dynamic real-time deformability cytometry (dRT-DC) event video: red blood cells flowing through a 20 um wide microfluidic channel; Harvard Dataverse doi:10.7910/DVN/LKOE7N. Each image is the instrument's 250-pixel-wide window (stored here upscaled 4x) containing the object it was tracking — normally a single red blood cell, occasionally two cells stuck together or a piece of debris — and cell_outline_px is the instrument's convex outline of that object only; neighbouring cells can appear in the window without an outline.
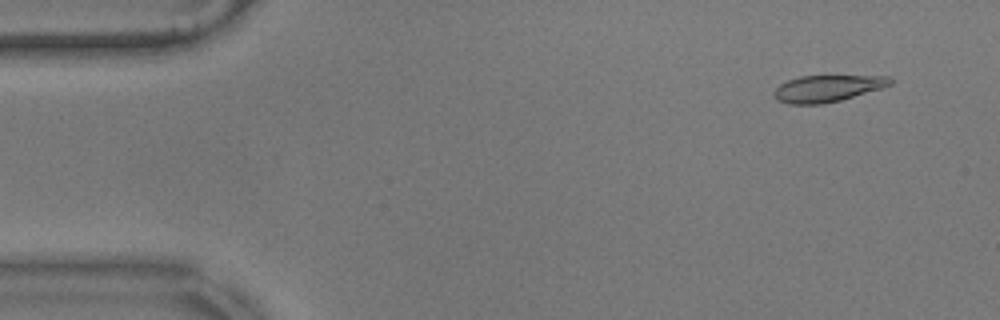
{"species": "common noctule bat (a hibernating species)", "species_latin": "Nyctalus noctula", "temperature_condition": "warm", "stored_images_in_passage": 32, "camera_frame_rate_fps": 3000, "um_per_image_px": 0.085, "animal": {"sex": "male", "body_mass_g": 17.9}, "frame": {"image": 1, "passage_image": 4, "time_ms": 1.0, "image_size_px": [1000, 320], "cell_outline_px": [[892, 84], [880, 88], [840, 100], [820, 104], [788, 104], [776, 100], [772, 92], [780, 84], [788, 80], [800, 76], [888, 76], [892, 80]], "centroid_in_image_um": [70.27, 7.52], "position_along_channel_um": 14.7, "area_um2": 17.86}}
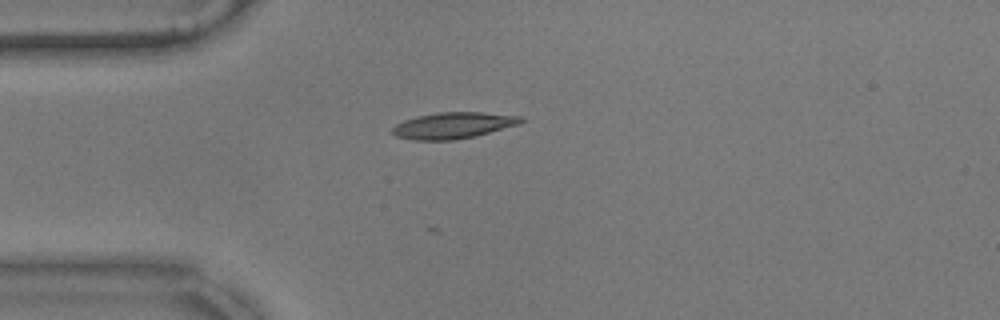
{"frame": {"image": 2, "passage_image": 14, "time_ms": 4.333, "image_size_px": [1000, 320], "cell_outline_px": [[524, 120], [520, 124], [476, 136], [452, 140], [412, 140], [396, 136], [392, 132], [392, 128], [396, 124], [404, 120], [416, 116], [440, 112], [484, 112], [524, 116]], "centroid_in_image_um": [38.56, 10.65], "position_along_channel_um": 46.4, "area_um2": 19.83}}
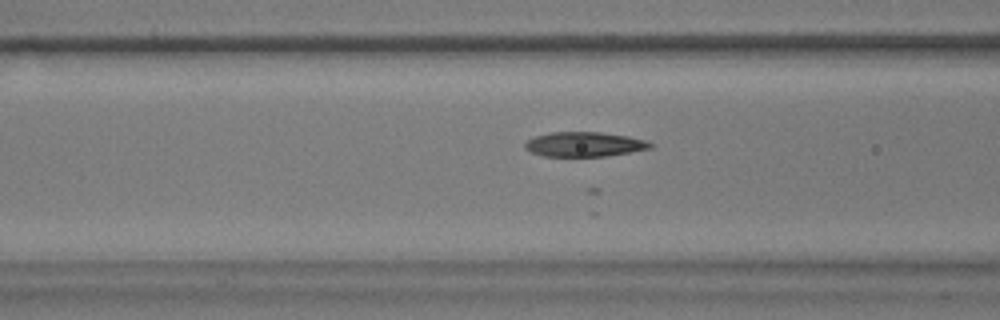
{"frame": {"image": 3, "passage_image": 21, "time_ms": 6.667, "image_size_px": [1000, 320], "cell_outline_px": [[652, 148], [604, 156], [544, 156], [532, 152], [524, 148], [524, 144], [528, 140], [536, 136], [552, 132], [600, 132], [628, 136], [644, 140], [652, 144]], "centroid_in_image_um": [49.65, 12.26], "position_along_channel_um": 117.0, "area_um2": 17.74}}